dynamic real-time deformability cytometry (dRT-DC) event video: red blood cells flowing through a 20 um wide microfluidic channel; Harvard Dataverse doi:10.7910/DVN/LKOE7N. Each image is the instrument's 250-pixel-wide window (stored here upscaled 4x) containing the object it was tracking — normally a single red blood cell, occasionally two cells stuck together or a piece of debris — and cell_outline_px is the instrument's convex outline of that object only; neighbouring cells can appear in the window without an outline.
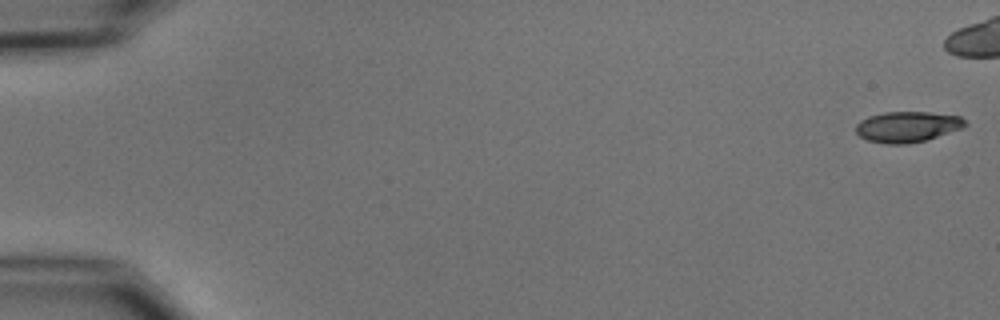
{"species": "common noctule bat (a hibernating species)", "species_latin": "Nyctalus noctula", "temperature_condition": "cold", "stored_images_in_passage": 6, "camera_frame_rate_fps": 3000, "um_per_image_px": 0.085, "animal": {"sex": "male", "body_mass_g": 15.6}, "frame": {"image": 1, "passage_image": 1, "time_ms": 0.0, "image_size_px": [1000, 320], "cell_outline_px": [[968, 124], [964, 128], [924, 140], [904, 144], [888, 144], [868, 140], [860, 136], [856, 132], [856, 124], [860, 120], [868, 116], [884, 112], [928, 112], [960, 116]], "centroid_in_image_um": [77.12, 10.76], "position_along_channel_um": 7.9, "area_um2": 19.48}}